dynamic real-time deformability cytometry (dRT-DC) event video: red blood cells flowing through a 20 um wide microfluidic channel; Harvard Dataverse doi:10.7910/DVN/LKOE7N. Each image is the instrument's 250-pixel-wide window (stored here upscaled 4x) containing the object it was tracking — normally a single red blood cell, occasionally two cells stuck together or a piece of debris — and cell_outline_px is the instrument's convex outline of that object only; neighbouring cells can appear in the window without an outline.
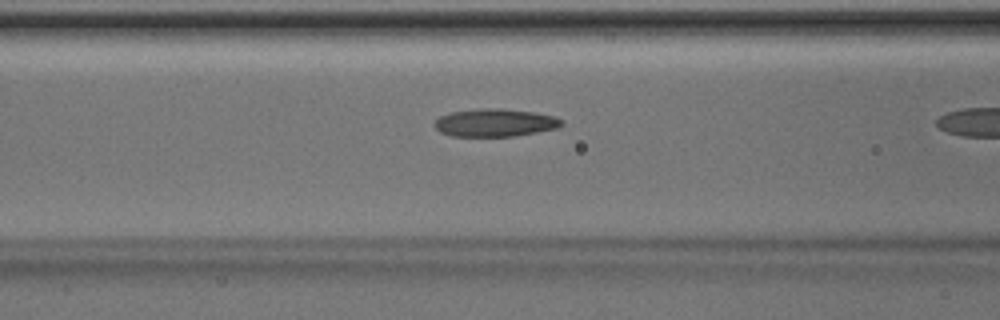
{"species": "Egyptian fruit bat (a non-hibernating species)", "species_latin": "Rousettus aegyptiacus", "temperature_condition": "room temperature", "stored_images_in_passage": 29, "camera_frame_rate_fps": 3000, "um_per_image_px": 0.085, "animal": {"sex": "male"}, "frame": {"image": 1, "passage_image": 5, "time_ms": 1.333, "image_size_px": [1000, 320], "cell_outline_px": [[564, 124], [556, 128], [536, 132], [512, 136], [452, 136], [440, 132], [432, 124], [440, 116], [452, 112], [480, 108], [500, 108], [532, 112], [552, 116], [564, 120]], "centroid_in_image_um": [42.05, 10.43], "position_along_channel_um": 124.5, "area_um2": 20.46}, "authors_computed_cell_mechanics": {"area_um2": 19.652, "velocity_mm_per_s": 4.1641, "shape_relaxation_time_tau1_ms": null, "shape_relaxation_time_tau2_ms": 2.8526, "deformation_change_tau1": null, "deformation_change_tau2": 0.1037}}